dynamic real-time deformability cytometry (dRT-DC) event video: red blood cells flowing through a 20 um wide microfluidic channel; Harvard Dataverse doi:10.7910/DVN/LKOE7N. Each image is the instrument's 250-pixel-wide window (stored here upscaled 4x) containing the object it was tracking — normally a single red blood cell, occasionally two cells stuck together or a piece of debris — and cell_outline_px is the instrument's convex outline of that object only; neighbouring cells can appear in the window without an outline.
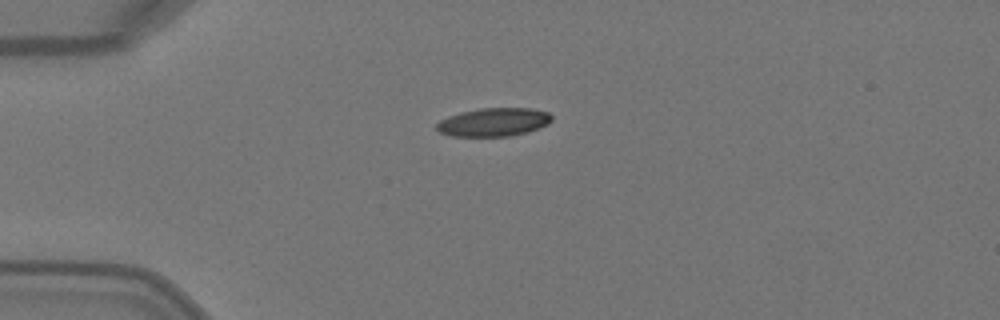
{"species": "Egyptian fruit bat (a non-hibernating species)", "species_latin": "Rousettus aegyptiacus", "temperature_condition": "warm", "stored_images_in_passage": 3, "camera_frame_rate_fps": 3000, "um_per_image_px": 0.085, "animal": {"sex": "female"}, "frame": {"image": 1, "passage_image": 1, "time_ms": 0.0, "image_size_px": [1000, 320], "cell_outline_px": [[552, 120], [548, 124], [528, 132], [512, 136], [452, 136], [440, 132], [436, 128], [436, 124], [440, 120], [448, 116], [460, 112], [480, 108], [532, 108], [548, 112], [552, 116]], "centroid_in_image_um": [41.97, 10.37], "position_along_channel_um": 43.0, "area_um2": 19.13}}
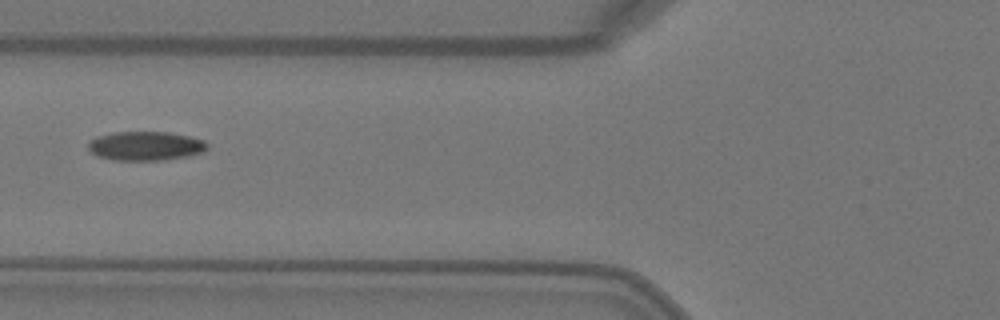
{"frame": {"image": 2, "passage_image": 3, "time_ms": 0.667, "image_size_px": [1000, 320], "cell_outline_px": [[208, 148], [204, 152], [188, 156], [160, 160], [112, 160], [96, 156], [88, 148], [88, 140], [96, 136], [112, 132], [168, 132], [188, 136], [204, 140], [208, 144]], "centroid_in_image_um": [12.35, 12.4], "position_along_channel_um": 113.5, "area_um2": 20.35}}